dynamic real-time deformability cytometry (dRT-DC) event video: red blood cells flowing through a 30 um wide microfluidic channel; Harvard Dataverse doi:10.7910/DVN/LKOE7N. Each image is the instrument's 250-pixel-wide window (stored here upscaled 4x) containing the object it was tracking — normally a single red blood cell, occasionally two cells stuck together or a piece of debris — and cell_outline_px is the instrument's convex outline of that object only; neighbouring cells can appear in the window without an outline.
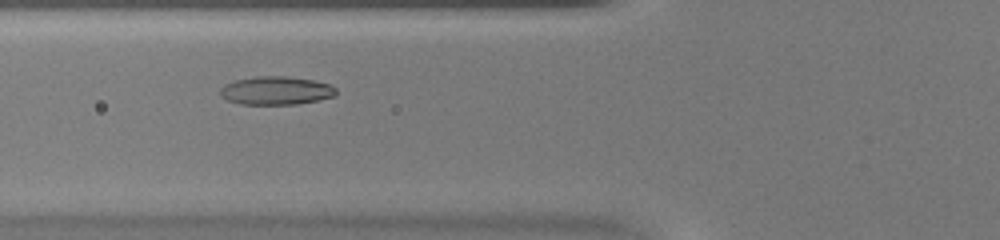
{"species": "common noctule bat (a hibernating species)", "species_latin": "Nyctalus noctula", "temperature_condition": "warm", "stored_images_in_passage": 36, "camera_frame_rate_fps": 3000, "um_per_image_px": 0.085, "animal": {"sex": "female", "body_mass_g": 20.0, "forearm_length_mm": 54.0}, "frame": {"image": 1, "passage_image": 8, "time_ms": 2.333, "image_size_px": [1000, 240], "cell_outline_px": [[336, 96], [296, 104], [240, 104], [228, 100], [220, 96], [220, 88], [224, 84], [236, 80], [256, 76], [284, 76], [316, 80], [328, 84], [336, 88]], "centroid_in_image_um": [23.45, 7.69], "position_along_channel_um": 102.3, "area_um2": 19.13}}
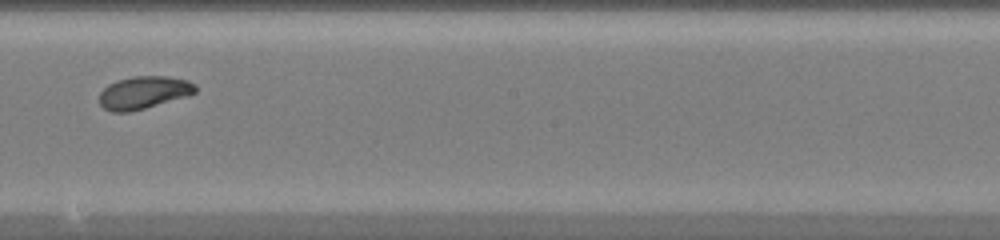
{"frame": {"image": 2, "passage_image": 17, "time_ms": 5.333, "image_size_px": [1000, 240], "cell_outline_px": [[196, 92], [188, 96], [144, 108], [128, 112], [112, 112], [104, 108], [100, 104], [100, 92], [108, 84], [116, 80], [132, 76], [168, 76], [188, 80], [196, 84]], "centroid_in_image_um": [12.22, 7.85], "position_along_channel_um": 236.0, "area_um2": 18.32}}
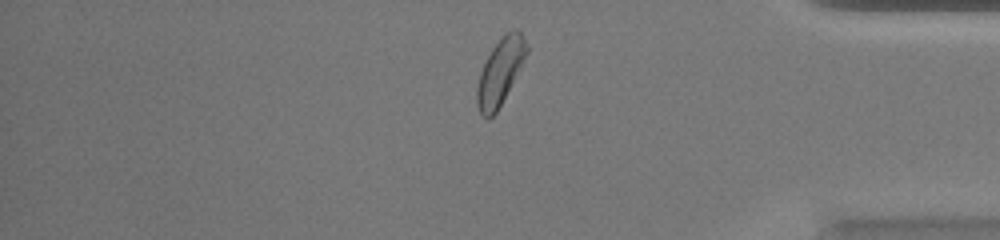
{"frame": {"image": 3, "passage_image": 29, "time_ms": 9.333, "image_size_px": [1000, 240], "cell_outline_px": [[528, 52], [496, 112], [488, 120], [480, 116], [476, 104], [476, 88], [480, 72], [492, 48], [508, 32], [520, 32], [528, 48]], "centroid_in_image_um": [42.46, 6.19], "position_along_channel_um": 392.7, "area_um2": 18.44}}